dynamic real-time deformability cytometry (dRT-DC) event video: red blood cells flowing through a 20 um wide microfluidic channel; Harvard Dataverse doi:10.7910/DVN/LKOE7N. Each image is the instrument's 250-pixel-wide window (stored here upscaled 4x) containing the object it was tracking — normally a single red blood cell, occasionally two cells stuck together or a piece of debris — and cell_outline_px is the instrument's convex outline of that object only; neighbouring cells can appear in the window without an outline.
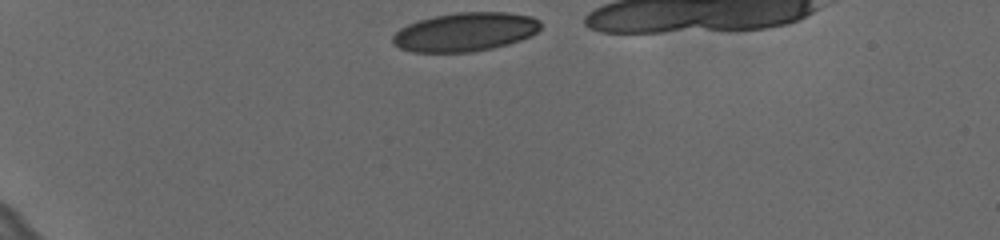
{"species": "human", "species_latin": "Homo sapiens", "temperature_condition": "cold", "stored_images_in_passage": 34, "camera_frame_rate_fps": 3000, "um_per_image_px": 0.085, "donor": {"sex": "female"}, "frame": {"image": 1, "passage_image": 1, "time_ms": 0.0, "image_size_px": [1000, 240], "cell_outline_px": [[540, 28], [536, 32], [520, 40], [508, 44], [492, 48], [472, 52], [412, 52], [400, 48], [392, 44], [392, 36], [400, 28], [408, 24], [420, 20], [436, 16], [456, 12], [508, 12], [532, 16], [540, 20]], "centroid_in_image_um": [39.53, 2.71], "position_along_channel_um": 45.5, "area_um2": 33.41}}
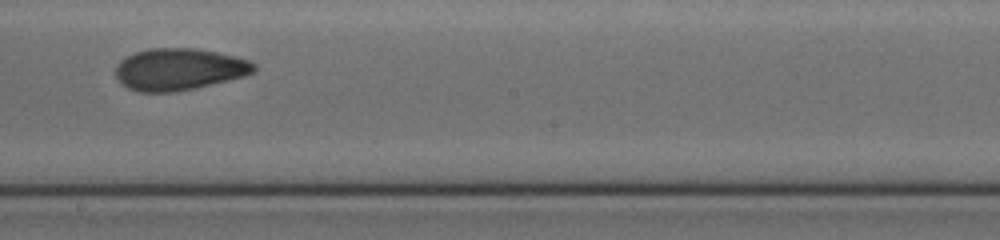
{"frame": {"image": 2, "passage_image": 19, "time_ms": 6.0, "image_size_px": [1000, 240], "cell_outline_px": [[256, 72], [244, 76], [192, 88], [172, 92], [136, 92], [120, 84], [116, 76], [116, 64], [120, 60], [136, 52], [148, 48], [196, 48], [216, 52], [248, 60], [256, 64]], "centroid_in_image_um": [15.18, 5.89], "position_along_channel_um": 233.0, "area_um2": 33.64}}
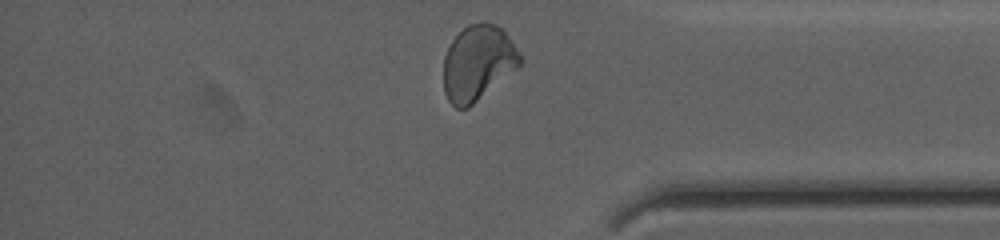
{"frame": {"image": 3, "passage_image": 33, "time_ms": 10.667, "image_size_px": [1000, 240], "cell_outline_px": [[524, 60], [516, 68], [468, 108], [456, 108], [448, 100], [444, 92], [444, 56], [452, 40], [468, 24], [480, 20], [484, 20], [496, 24], [504, 32], [524, 56]], "centroid_in_image_um": [40.62, 5.31], "position_along_channel_um": 394.6, "area_um2": 33.52}, "authors_computed_cell_mechanics": {"area_um2": 34.102, "velocity_mm_per_s": 3.617, "shape_relaxation_time_tau1_ms": null, "shape_relaxation_time_tau2_ms": 2.0891, "deformation_change_tau1": null, "deformation_change_tau2": 0.0715}}